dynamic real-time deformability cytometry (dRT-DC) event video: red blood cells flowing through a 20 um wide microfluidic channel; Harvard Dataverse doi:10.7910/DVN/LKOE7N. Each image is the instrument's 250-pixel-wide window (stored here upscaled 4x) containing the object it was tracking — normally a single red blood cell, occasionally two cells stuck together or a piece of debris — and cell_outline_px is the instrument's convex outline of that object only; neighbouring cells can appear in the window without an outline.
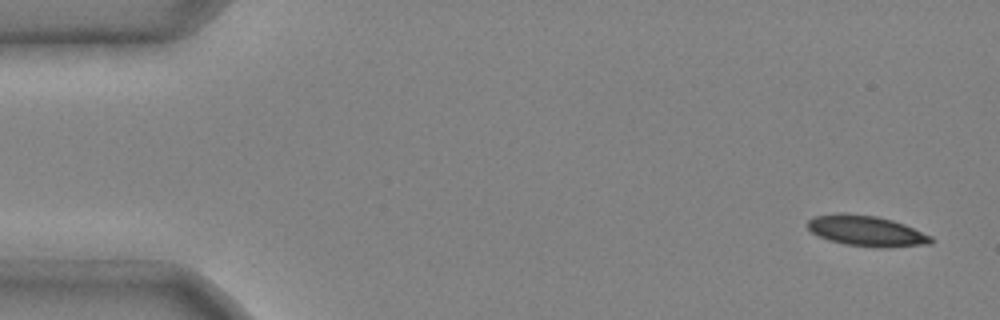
{"species": "common noctule bat (a hibernating species)", "species_latin": "Nyctalus noctula", "temperature_condition": "cold", "stored_images_in_passage": 4, "camera_frame_rate_fps": 3000, "um_per_image_px": 0.085, "animal": {"sex": "male", "body_mass_g": 20.4}, "frame": {"image": 1, "passage_image": 1, "time_ms": 0.0, "image_size_px": [1000, 320], "cell_outline_px": [[932, 244], [844, 244], [828, 240], [812, 232], [804, 224], [808, 220], [816, 216], [836, 212], [844, 212], [876, 216], [892, 220], [904, 224], [932, 236]], "centroid_in_image_um": [73.52, 19.54], "position_along_channel_um": 11.5, "area_um2": 20.92}}
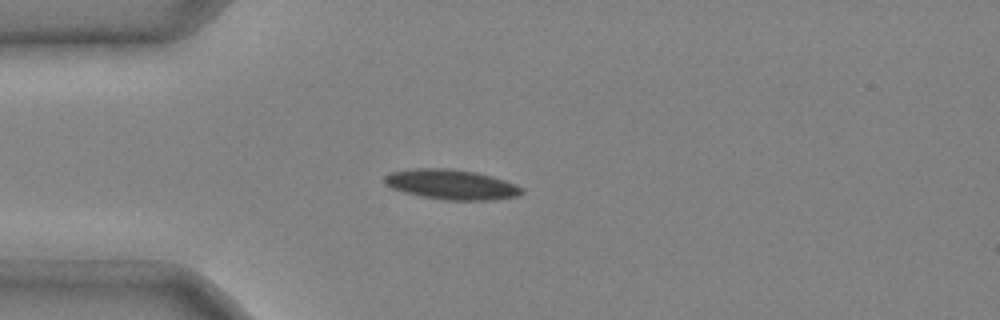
{"frame": {"image": 2, "passage_image": 3, "time_ms": 0.667, "image_size_px": [1000, 320], "cell_outline_px": [[524, 192], [516, 196], [492, 200], [448, 200], [420, 196], [404, 192], [392, 188], [384, 184], [384, 176], [392, 172], [416, 168], [452, 168], [476, 172], [492, 176], [516, 184], [524, 188]], "centroid_in_image_um": [38.38, 15.68], "position_along_channel_um": 46.6, "area_um2": 24.04}}